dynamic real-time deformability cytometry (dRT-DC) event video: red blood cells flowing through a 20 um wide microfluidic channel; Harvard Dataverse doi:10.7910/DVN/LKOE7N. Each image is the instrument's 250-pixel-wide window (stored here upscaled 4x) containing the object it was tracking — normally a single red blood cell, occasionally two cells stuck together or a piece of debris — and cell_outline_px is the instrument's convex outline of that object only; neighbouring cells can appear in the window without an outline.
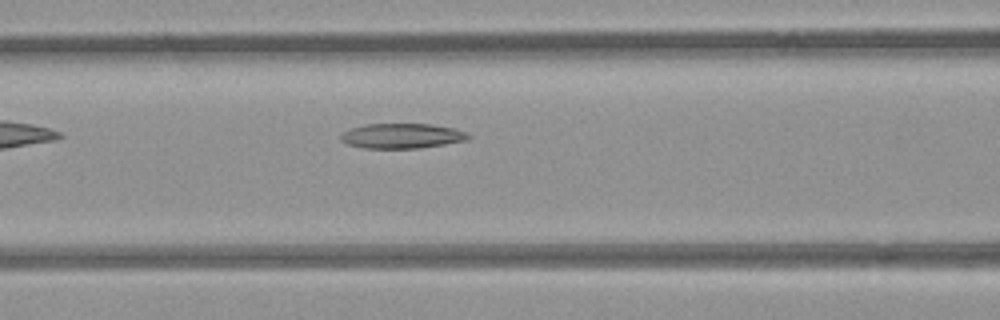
{"species": "common noctule bat (a hibernating species)", "species_latin": "Nyctalus noctula", "temperature_condition": "room temperature", "stored_images_in_passage": 34, "camera_frame_rate_fps": 3000, "um_per_image_px": 0.085, "animal": {"sex": "female", "body_mass_g": 21.9}, "frame": {"image": 1, "passage_image": 7, "time_ms": 2.0, "image_size_px": [1000, 320], "cell_outline_px": [[472, 136], [468, 140], [420, 148], [364, 148], [348, 144], [340, 140], [340, 136], [344, 132], [352, 128], [364, 124], [428, 124], [452, 128], [464, 132]], "centroid_in_image_um": [34.15, 11.55], "position_along_channel_um": 132.4, "area_um2": 18.38}}
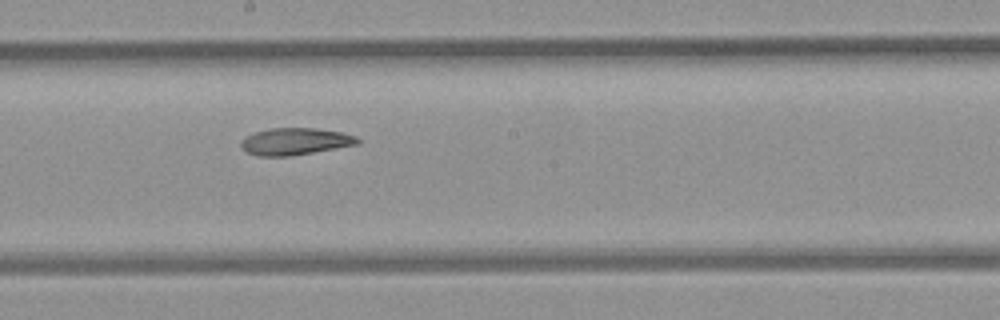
{"frame": {"image": 2, "passage_image": 14, "time_ms": 4.333, "image_size_px": [1000, 320], "cell_outline_px": [[360, 144], [288, 156], [260, 156], [248, 152], [240, 144], [240, 140], [244, 136], [268, 128], [316, 128], [340, 132], [356, 136], [360, 140]], "centroid_in_image_um": [25.08, 12.01], "position_along_channel_um": 223.1, "area_um2": 18.21}}
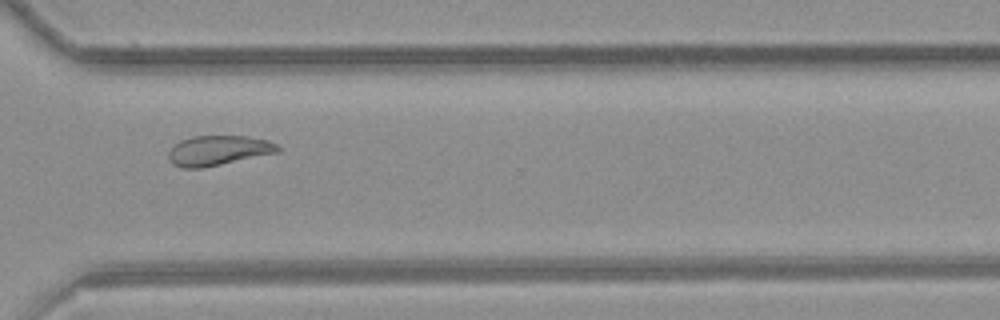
{"frame": {"image": 3, "passage_image": 24, "time_ms": 7.667, "image_size_px": [1000, 320], "cell_outline_px": [[280, 152], [200, 168], [180, 168], [172, 164], [168, 156], [168, 152], [180, 140], [192, 136], [248, 136], [268, 140], [276, 144], [280, 148]], "centroid_in_image_um": [18.55, 12.78], "position_along_channel_um": 352.0, "area_um2": 18.96}}